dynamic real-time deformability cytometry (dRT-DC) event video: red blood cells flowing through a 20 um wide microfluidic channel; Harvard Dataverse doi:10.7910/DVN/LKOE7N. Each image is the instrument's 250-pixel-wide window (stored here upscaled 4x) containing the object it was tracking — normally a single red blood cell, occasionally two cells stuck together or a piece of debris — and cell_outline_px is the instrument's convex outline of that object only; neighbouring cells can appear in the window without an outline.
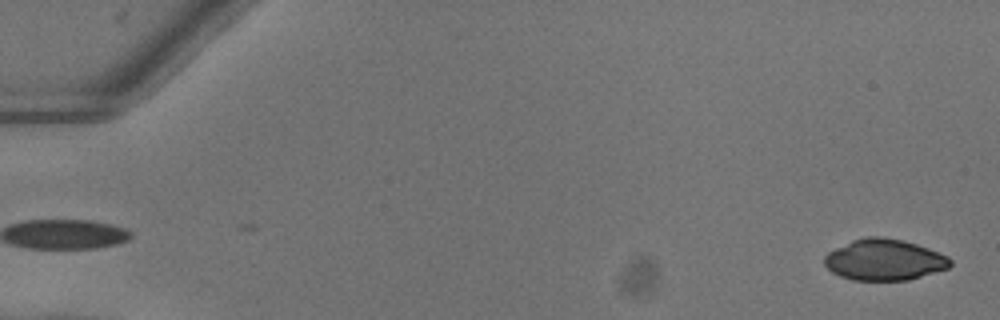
{"species": "common noctule bat (a hibernating species)", "species_latin": "Nyctalus noctula", "temperature_condition": "warm", "stored_images_in_passage": 51, "camera_frame_rate_fps": 3000, "um_per_image_px": 0.085, "animal": {"sex": "female"}, "frame": {"image": 1, "passage_image": 1, "time_ms": 0.0, "image_size_px": [1000, 320], "cell_outline_px": [[952, 264], [948, 268], [908, 280], [852, 280], [840, 276], [832, 272], [824, 264], [824, 256], [828, 252], [852, 240], [868, 236], [880, 236], [904, 240], [928, 248], [948, 256], [952, 260]], "centroid_in_image_um": [75.16, 22.08], "position_along_channel_um": 9.8, "area_um2": 30.17}}
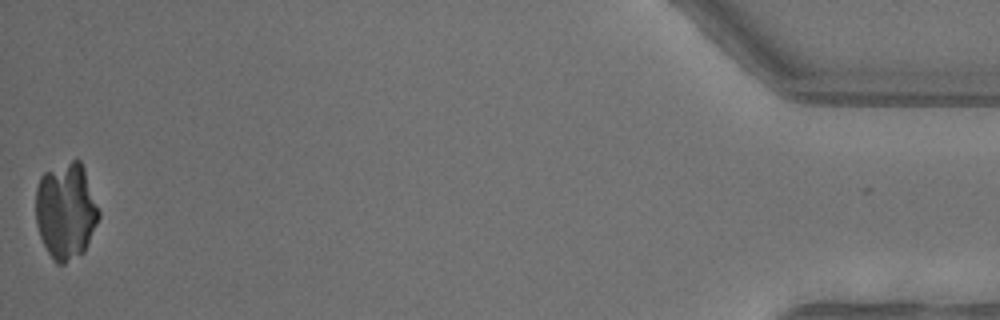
{"frame": {"image": 2, "passage_image": 51, "time_ms": 16.667, "image_size_px": [1000, 320], "cell_outline_px": [[100, 216], [84, 252], [64, 264], [56, 264], [52, 260], [40, 236], [36, 224], [36, 188], [40, 176], [44, 172], [72, 160], [80, 160], [84, 168], [100, 212]], "centroid_in_image_um": [5.59, 17.94], "position_along_channel_um": 429.6, "area_um2": 35.49}}